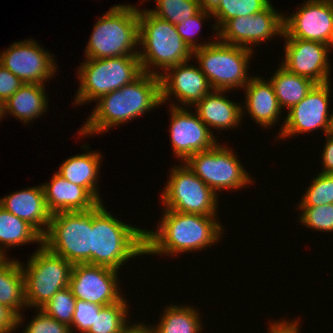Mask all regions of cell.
Returning <instances> with one entry per match:
<instances>
[{"label": "cell", "instance_id": "681fc988", "mask_svg": "<svg viewBox=\"0 0 333 333\" xmlns=\"http://www.w3.org/2000/svg\"><path fill=\"white\" fill-rule=\"evenodd\" d=\"M291 333H300L299 332V327L297 326Z\"/></svg>", "mask_w": 333, "mask_h": 333}, {"label": "cell", "instance_id": "7402d4cb", "mask_svg": "<svg viewBox=\"0 0 333 333\" xmlns=\"http://www.w3.org/2000/svg\"><path fill=\"white\" fill-rule=\"evenodd\" d=\"M96 108L81 127L79 134L93 136L127 122L126 85L101 96Z\"/></svg>", "mask_w": 333, "mask_h": 333}, {"label": "cell", "instance_id": "44dd1931", "mask_svg": "<svg viewBox=\"0 0 333 333\" xmlns=\"http://www.w3.org/2000/svg\"><path fill=\"white\" fill-rule=\"evenodd\" d=\"M245 92V113L251 116L257 124L268 128L275 125L281 114L272 83L258 76H253L243 88ZM275 123V124H274Z\"/></svg>", "mask_w": 333, "mask_h": 333}, {"label": "cell", "instance_id": "ffe728a7", "mask_svg": "<svg viewBox=\"0 0 333 333\" xmlns=\"http://www.w3.org/2000/svg\"><path fill=\"white\" fill-rule=\"evenodd\" d=\"M47 209L51 214L57 212L88 211L99 202L84 188L73 184L59 175H53L50 183L42 184Z\"/></svg>", "mask_w": 333, "mask_h": 333}, {"label": "cell", "instance_id": "7dc6e473", "mask_svg": "<svg viewBox=\"0 0 333 333\" xmlns=\"http://www.w3.org/2000/svg\"><path fill=\"white\" fill-rule=\"evenodd\" d=\"M327 46V51H328V55H329V50H331V48L333 47V31L329 37L328 42L326 43Z\"/></svg>", "mask_w": 333, "mask_h": 333}, {"label": "cell", "instance_id": "8d00e7d4", "mask_svg": "<svg viewBox=\"0 0 333 333\" xmlns=\"http://www.w3.org/2000/svg\"><path fill=\"white\" fill-rule=\"evenodd\" d=\"M209 17H213L211 13L205 12L203 10H200L196 15L182 20L179 22V24L176 25L178 34L182 37L185 44L190 48V50L193 52L196 49H199L201 47H204L206 45H209L213 42H203V43H196L194 36L197 35V32L201 29V24H203L202 20L207 19Z\"/></svg>", "mask_w": 333, "mask_h": 333}, {"label": "cell", "instance_id": "7a4b0ae2", "mask_svg": "<svg viewBox=\"0 0 333 333\" xmlns=\"http://www.w3.org/2000/svg\"><path fill=\"white\" fill-rule=\"evenodd\" d=\"M144 232L115 218L99 203L92 208L91 265L119 271L127 260L145 254Z\"/></svg>", "mask_w": 333, "mask_h": 333}, {"label": "cell", "instance_id": "7bdbcfd3", "mask_svg": "<svg viewBox=\"0 0 333 333\" xmlns=\"http://www.w3.org/2000/svg\"><path fill=\"white\" fill-rule=\"evenodd\" d=\"M299 319L296 321L292 320L290 322V320H286L284 319L283 321H277L270 323V327L268 328L269 333H291L297 326H299Z\"/></svg>", "mask_w": 333, "mask_h": 333}, {"label": "cell", "instance_id": "b9f144b4", "mask_svg": "<svg viewBox=\"0 0 333 333\" xmlns=\"http://www.w3.org/2000/svg\"><path fill=\"white\" fill-rule=\"evenodd\" d=\"M326 144L322 154L323 168L321 173L333 174V136L326 134Z\"/></svg>", "mask_w": 333, "mask_h": 333}, {"label": "cell", "instance_id": "d590c367", "mask_svg": "<svg viewBox=\"0 0 333 333\" xmlns=\"http://www.w3.org/2000/svg\"><path fill=\"white\" fill-rule=\"evenodd\" d=\"M301 223L307 228L333 232V203L320 206H298Z\"/></svg>", "mask_w": 333, "mask_h": 333}, {"label": "cell", "instance_id": "ab89813d", "mask_svg": "<svg viewBox=\"0 0 333 333\" xmlns=\"http://www.w3.org/2000/svg\"><path fill=\"white\" fill-rule=\"evenodd\" d=\"M23 81L0 64V103L7 101L22 85Z\"/></svg>", "mask_w": 333, "mask_h": 333}, {"label": "cell", "instance_id": "ac0fdd59", "mask_svg": "<svg viewBox=\"0 0 333 333\" xmlns=\"http://www.w3.org/2000/svg\"><path fill=\"white\" fill-rule=\"evenodd\" d=\"M188 62L190 61L170 67L159 76L162 104L168 99L170 101V96L174 95L181 104L171 103V106L181 108L183 104L182 108H187L188 105L192 107L212 92L213 89L200 68L189 65Z\"/></svg>", "mask_w": 333, "mask_h": 333}, {"label": "cell", "instance_id": "8fae6325", "mask_svg": "<svg viewBox=\"0 0 333 333\" xmlns=\"http://www.w3.org/2000/svg\"><path fill=\"white\" fill-rule=\"evenodd\" d=\"M277 12L271 3L261 12L239 16L226 21L217 31V39L225 44L252 50L270 38L284 33V15ZM251 46V47H250Z\"/></svg>", "mask_w": 333, "mask_h": 333}, {"label": "cell", "instance_id": "d4e9b609", "mask_svg": "<svg viewBox=\"0 0 333 333\" xmlns=\"http://www.w3.org/2000/svg\"><path fill=\"white\" fill-rule=\"evenodd\" d=\"M127 122L162 104L160 77L143 72L126 85Z\"/></svg>", "mask_w": 333, "mask_h": 333}, {"label": "cell", "instance_id": "bcb514c9", "mask_svg": "<svg viewBox=\"0 0 333 333\" xmlns=\"http://www.w3.org/2000/svg\"><path fill=\"white\" fill-rule=\"evenodd\" d=\"M327 134L333 136V112L331 113V116H330L329 129H328Z\"/></svg>", "mask_w": 333, "mask_h": 333}, {"label": "cell", "instance_id": "52a82bcc", "mask_svg": "<svg viewBox=\"0 0 333 333\" xmlns=\"http://www.w3.org/2000/svg\"><path fill=\"white\" fill-rule=\"evenodd\" d=\"M92 209L52 214L42 245L74 264H91Z\"/></svg>", "mask_w": 333, "mask_h": 333}, {"label": "cell", "instance_id": "5b68a950", "mask_svg": "<svg viewBox=\"0 0 333 333\" xmlns=\"http://www.w3.org/2000/svg\"><path fill=\"white\" fill-rule=\"evenodd\" d=\"M78 68L80 86L74 98L76 105L96 101L132 83L143 73L139 55L86 59Z\"/></svg>", "mask_w": 333, "mask_h": 333}, {"label": "cell", "instance_id": "5bb4252c", "mask_svg": "<svg viewBox=\"0 0 333 333\" xmlns=\"http://www.w3.org/2000/svg\"><path fill=\"white\" fill-rule=\"evenodd\" d=\"M118 271L105 266L74 264L69 287L76 299L106 306L123 296L119 288Z\"/></svg>", "mask_w": 333, "mask_h": 333}, {"label": "cell", "instance_id": "cb8c5ba5", "mask_svg": "<svg viewBox=\"0 0 333 333\" xmlns=\"http://www.w3.org/2000/svg\"><path fill=\"white\" fill-rule=\"evenodd\" d=\"M44 86V84H23L2 104V116L11 113L26 124L38 119L46 112L49 105Z\"/></svg>", "mask_w": 333, "mask_h": 333}, {"label": "cell", "instance_id": "603a6c76", "mask_svg": "<svg viewBox=\"0 0 333 333\" xmlns=\"http://www.w3.org/2000/svg\"><path fill=\"white\" fill-rule=\"evenodd\" d=\"M225 91L212 90L205 95L196 105L195 111L199 119L209 128L214 129H232L239 127L243 120L242 104L230 101L222 96Z\"/></svg>", "mask_w": 333, "mask_h": 333}, {"label": "cell", "instance_id": "1f68e13d", "mask_svg": "<svg viewBox=\"0 0 333 333\" xmlns=\"http://www.w3.org/2000/svg\"><path fill=\"white\" fill-rule=\"evenodd\" d=\"M270 4L269 0H221L219 7L212 13L217 20L213 24L214 31L217 30L228 20L239 17L249 16L264 10Z\"/></svg>", "mask_w": 333, "mask_h": 333}, {"label": "cell", "instance_id": "c3c4849f", "mask_svg": "<svg viewBox=\"0 0 333 333\" xmlns=\"http://www.w3.org/2000/svg\"><path fill=\"white\" fill-rule=\"evenodd\" d=\"M7 256H5L3 253H1L0 251V263L6 258Z\"/></svg>", "mask_w": 333, "mask_h": 333}, {"label": "cell", "instance_id": "d6986e66", "mask_svg": "<svg viewBox=\"0 0 333 333\" xmlns=\"http://www.w3.org/2000/svg\"><path fill=\"white\" fill-rule=\"evenodd\" d=\"M0 206L26 221L42 237L48 230L52 214L47 209L42 185L6 195L0 199Z\"/></svg>", "mask_w": 333, "mask_h": 333}, {"label": "cell", "instance_id": "4316f807", "mask_svg": "<svg viewBox=\"0 0 333 333\" xmlns=\"http://www.w3.org/2000/svg\"><path fill=\"white\" fill-rule=\"evenodd\" d=\"M0 304L17 316V325L23 322L21 309L26 308L24 275L19 260L5 258L0 263Z\"/></svg>", "mask_w": 333, "mask_h": 333}, {"label": "cell", "instance_id": "9a60e30c", "mask_svg": "<svg viewBox=\"0 0 333 333\" xmlns=\"http://www.w3.org/2000/svg\"><path fill=\"white\" fill-rule=\"evenodd\" d=\"M170 141L174 155L184 162L197 152L213 148L218 142L214 133L187 108H170Z\"/></svg>", "mask_w": 333, "mask_h": 333}, {"label": "cell", "instance_id": "f546056e", "mask_svg": "<svg viewBox=\"0 0 333 333\" xmlns=\"http://www.w3.org/2000/svg\"><path fill=\"white\" fill-rule=\"evenodd\" d=\"M169 306L162 311L160 322L151 327L153 333H201L202 317L195 308L186 305Z\"/></svg>", "mask_w": 333, "mask_h": 333}, {"label": "cell", "instance_id": "7c38bea8", "mask_svg": "<svg viewBox=\"0 0 333 333\" xmlns=\"http://www.w3.org/2000/svg\"><path fill=\"white\" fill-rule=\"evenodd\" d=\"M38 44L32 39L13 43L0 53V64L24 84H45L58 67L51 53Z\"/></svg>", "mask_w": 333, "mask_h": 333}, {"label": "cell", "instance_id": "74e56055", "mask_svg": "<svg viewBox=\"0 0 333 333\" xmlns=\"http://www.w3.org/2000/svg\"><path fill=\"white\" fill-rule=\"evenodd\" d=\"M101 307V305L76 299L75 311L73 313L72 324L70 327L71 333L74 332V327L79 333H87L94 325V320Z\"/></svg>", "mask_w": 333, "mask_h": 333}, {"label": "cell", "instance_id": "83f0119b", "mask_svg": "<svg viewBox=\"0 0 333 333\" xmlns=\"http://www.w3.org/2000/svg\"><path fill=\"white\" fill-rule=\"evenodd\" d=\"M278 103L290 109L298 104L316 85L312 80L289 72L282 65L270 78Z\"/></svg>", "mask_w": 333, "mask_h": 333}, {"label": "cell", "instance_id": "30bf717a", "mask_svg": "<svg viewBox=\"0 0 333 333\" xmlns=\"http://www.w3.org/2000/svg\"><path fill=\"white\" fill-rule=\"evenodd\" d=\"M240 162L231 149L217 143L190 156L184 163L217 194L218 190H236L253 182Z\"/></svg>", "mask_w": 333, "mask_h": 333}, {"label": "cell", "instance_id": "4fadbf2b", "mask_svg": "<svg viewBox=\"0 0 333 333\" xmlns=\"http://www.w3.org/2000/svg\"><path fill=\"white\" fill-rule=\"evenodd\" d=\"M330 88V82L316 84L298 104L291 107L279 131L278 139L303 132L312 133L315 129L324 130L323 134L326 135L331 116L328 112Z\"/></svg>", "mask_w": 333, "mask_h": 333}, {"label": "cell", "instance_id": "f35d334b", "mask_svg": "<svg viewBox=\"0 0 333 333\" xmlns=\"http://www.w3.org/2000/svg\"><path fill=\"white\" fill-rule=\"evenodd\" d=\"M33 320L28 323L22 333H71L70 327L48 316L41 309H37Z\"/></svg>", "mask_w": 333, "mask_h": 333}, {"label": "cell", "instance_id": "277c9868", "mask_svg": "<svg viewBox=\"0 0 333 333\" xmlns=\"http://www.w3.org/2000/svg\"><path fill=\"white\" fill-rule=\"evenodd\" d=\"M135 6L114 5L96 21L85 48V58L104 59L139 54L135 50L140 36L139 9Z\"/></svg>", "mask_w": 333, "mask_h": 333}, {"label": "cell", "instance_id": "f1b7e54d", "mask_svg": "<svg viewBox=\"0 0 333 333\" xmlns=\"http://www.w3.org/2000/svg\"><path fill=\"white\" fill-rule=\"evenodd\" d=\"M42 245V236L26 221L6 211L0 206V251L6 256V250L26 243ZM4 245V246H2Z\"/></svg>", "mask_w": 333, "mask_h": 333}, {"label": "cell", "instance_id": "f6af8a7d", "mask_svg": "<svg viewBox=\"0 0 333 333\" xmlns=\"http://www.w3.org/2000/svg\"><path fill=\"white\" fill-rule=\"evenodd\" d=\"M220 1L221 0H199L200 9L212 14L219 7Z\"/></svg>", "mask_w": 333, "mask_h": 333}, {"label": "cell", "instance_id": "3957f363", "mask_svg": "<svg viewBox=\"0 0 333 333\" xmlns=\"http://www.w3.org/2000/svg\"><path fill=\"white\" fill-rule=\"evenodd\" d=\"M139 35V45L144 49L138 54L143 72L160 76L168 68L192 59L193 52L178 34L176 25L145 8L139 9ZM151 66L162 72L150 69Z\"/></svg>", "mask_w": 333, "mask_h": 333}, {"label": "cell", "instance_id": "8992f818", "mask_svg": "<svg viewBox=\"0 0 333 333\" xmlns=\"http://www.w3.org/2000/svg\"><path fill=\"white\" fill-rule=\"evenodd\" d=\"M253 50L229 45L215 39L214 43L193 51L200 70L213 90L228 92L244 88L252 77H248V63Z\"/></svg>", "mask_w": 333, "mask_h": 333}, {"label": "cell", "instance_id": "484cf974", "mask_svg": "<svg viewBox=\"0 0 333 333\" xmlns=\"http://www.w3.org/2000/svg\"><path fill=\"white\" fill-rule=\"evenodd\" d=\"M100 160L102 157L99 152L91 151L78 154L66 159L57 171L59 175L67 181L84 187L99 203V196L96 184L100 171Z\"/></svg>", "mask_w": 333, "mask_h": 333}, {"label": "cell", "instance_id": "6da1fadb", "mask_svg": "<svg viewBox=\"0 0 333 333\" xmlns=\"http://www.w3.org/2000/svg\"><path fill=\"white\" fill-rule=\"evenodd\" d=\"M163 210L157 230L144 232L145 254L175 256L203 250L217 243L224 231L216 216Z\"/></svg>", "mask_w": 333, "mask_h": 333}, {"label": "cell", "instance_id": "d6a6232c", "mask_svg": "<svg viewBox=\"0 0 333 333\" xmlns=\"http://www.w3.org/2000/svg\"><path fill=\"white\" fill-rule=\"evenodd\" d=\"M155 2H157L156 9H149V11L174 25L196 15L201 10L199 0H156Z\"/></svg>", "mask_w": 333, "mask_h": 333}, {"label": "cell", "instance_id": "836d02e7", "mask_svg": "<svg viewBox=\"0 0 333 333\" xmlns=\"http://www.w3.org/2000/svg\"><path fill=\"white\" fill-rule=\"evenodd\" d=\"M76 298L71 288L68 286L58 291L47 303L41 308L48 316L53 317L58 322L64 323L71 327L73 313L75 311Z\"/></svg>", "mask_w": 333, "mask_h": 333}, {"label": "cell", "instance_id": "4dcf8cb0", "mask_svg": "<svg viewBox=\"0 0 333 333\" xmlns=\"http://www.w3.org/2000/svg\"><path fill=\"white\" fill-rule=\"evenodd\" d=\"M126 302L127 299L122 297L118 302L102 306L87 333H123L131 324L126 318L129 315Z\"/></svg>", "mask_w": 333, "mask_h": 333}, {"label": "cell", "instance_id": "ee69618b", "mask_svg": "<svg viewBox=\"0 0 333 333\" xmlns=\"http://www.w3.org/2000/svg\"><path fill=\"white\" fill-rule=\"evenodd\" d=\"M123 333H153V330L149 325L146 326L145 323L138 322L137 324L133 323Z\"/></svg>", "mask_w": 333, "mask_h": 333}, {"label": "cell", "instance_id": "ba28073f", "mask_svg": "<svg viewBox=\"0 0 333 333\" xmlns=\"http://www.w3.org/2000/svg\"><path fill=\"white\" fill-rule=\"evenodd\" d=\"M24 275L25 302L41 309L60 290L69 286L73 264L40 245L29 257ZM31 306V307H30Z\"/></svg>", "mask_w": 333, "mask_h": 333}, {"label": "cell", "instance_id": "60d3db41", "mask_svg": "<svg viewBox=\"0 0 333 333\" xmlns=\"http://www.w3.org/2000/svg\"><path fill=\"white\" fill-rule=\"evenodd\" d=\"M16 328H18L17 316L9 308L0 304V333H12Z\"/></svg>", "mask_w": 333, "mask_h": 333}, {"label": "cell", "instance_id": "e575fe53", "mask_svg": "<svg viewBox=\"0 0 333 333\" xmlns=\"http://www.w3.org/2000/svg\"><path fill=\"white\" fill-rule=\"evenodd\" d=\"M298 206H320L333 203V174L319 173L305 191Z\"/></svg>", "mask_w": 333, "mask_h": 333}, {"label": "cell", "instance_id": "2e32d148", "mask_svg": "<svg viewBox=\"0 0 333 333\" xmlns=\"http://www.w3.org/2000/svg\"><path fill=\"white\" fill-rule=\"evenodd\" d=\"M298 10L291 16H284L282 37L326 44L333 31L331 0H307Z\"/></svg>", "mask_w": 333, "mask_h": 333}, {"label": "cell", "instance_id": "9c48e42d", "mask_svg": "<svg viewBox=\"0 0 333 333\" xmlns=\"http://www.w3.org/2000/svg\"><path fill=\"white\" fill-rule=\"evenodd\" d=\"M217 195L183 162L171 169L161 202L175 212L216 216Z\"/></svg>", "mask_w": 333, "mask_h": 333}, {"label": "cell", "instance_id": "f907efd6", "mask_svg": "<svg viewBox=\"0 0 333 333\" xmlns=\"http://www.w3.org/2000/svg\"><path fill=\"white\" fill-rule=\"evenodd\" d=\"M2 104L0 103V119H2Z\"/></svg>", "mask_w": 333, "mask_h": 333}, {"label": "cell", "instance_id": "e0dca14e", "mask_svg": "<svg viewBox=\"0 0 333 333\" xmlns=\"http://www.w3.org/2000/svg\"><path fill=\"white\" fill-rule=\"evenodd\" d=\"M285 41L283 67L316 84L329 82L331 65L328 62L326 44L304 39H285Z\"/></svg>", "mask_w": 333, "mask_h": 333}]
</instances>
